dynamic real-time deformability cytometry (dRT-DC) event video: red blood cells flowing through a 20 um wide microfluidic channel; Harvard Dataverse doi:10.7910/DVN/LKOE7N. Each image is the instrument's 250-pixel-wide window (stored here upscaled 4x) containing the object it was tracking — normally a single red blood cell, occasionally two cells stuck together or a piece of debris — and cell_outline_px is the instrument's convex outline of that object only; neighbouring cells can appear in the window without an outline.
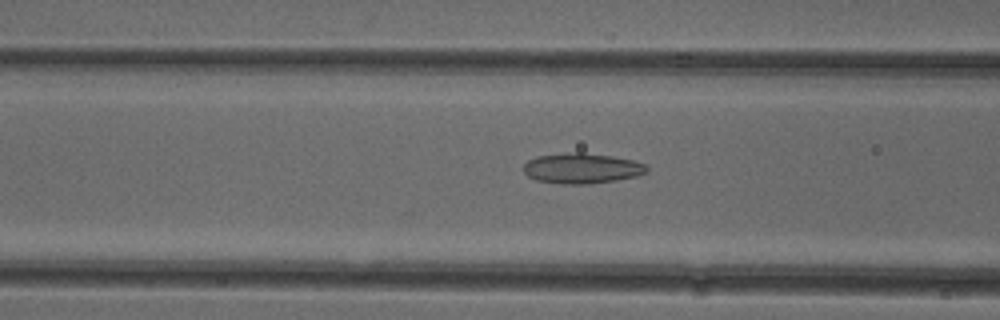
{"species": "common noctule bat (a hibernating species)", "species_latin": "Nyctalus noctula", "temperature_condition": "cold", "stored_images_in_passage": 52, "camera_frame_rate_fps": 3000, "um_per_image_px": 0.085, "animal": {"sex": "female"}, "frame": {"image": 1, "passage_image": 20, "time_ms": 6.333, "image_size_px": [1000, 320], "cell_outline_px": [[648, 168], [644, 172], [636, 176], [616, 180], [588, 184], [564, 184], [536, 180], [528, 176], [524, 172], [524, 164], [528, 160], [536, 156], [576, 152], [584, 152], [612, 156], [632, 160], [644, 164]], "centroid_in_image_um": [49.42, 14.3], "position_along_channel_um": 117.2, "area_um2": 21.62}}
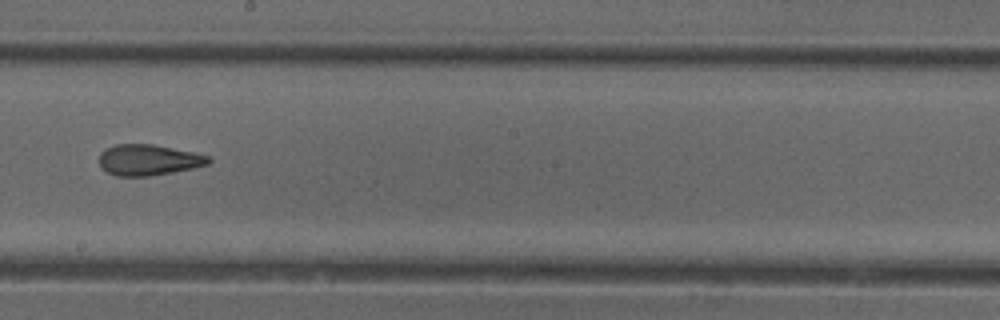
{"frame": {"image": 2, "passage_image": 29, "time_ms": 9.333, "image_size_px": [1000, 320], "cell_outline_px": [[212, 160], [208, 164], [192, 168], [172, 172], [148, 176], [116, 176], [100, 168], [100, 152], [104, 148], [116, 144], [152, 144], [192, 152], [208, 156]], "centroid_in_image_um": [12.57, 13.59], "position_along_channel_um": 235.6, "area_um2": 19.59}}
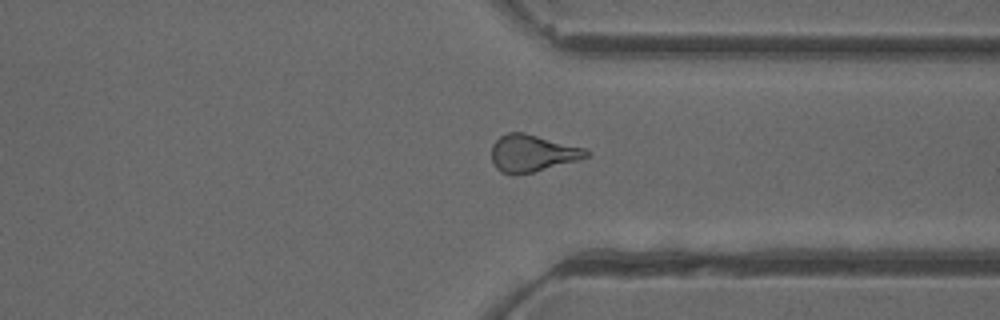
{"frame": {"image": 3, "passage_image": 39, "time_ms": 12.667, "image_size_px": [1000, 320], "cell_outline_px": [[588, 156], [576, 160], [532, 172], [512, 176], [500, 172], [496, 168], [492, 160], [492, 144], [500, 136], [508, 132], [524, 132], [584, 148], [588, 152]], "centroid_in_image_um": [45.17, 13.02], "position_along_channel_um": 366.2, "area_um2": 20.23}, "authors_computed_cell_mechanics": {"area_um2": 20.8947, "velocity_mm_per_s": 3.9376, "shape_relaxation_time_tau1_ms": null, "shape_relaxation_time_tau2_ms": 2.628, "deformation_change_tau1": null, "deformation_change_tau2": 0.1145}}